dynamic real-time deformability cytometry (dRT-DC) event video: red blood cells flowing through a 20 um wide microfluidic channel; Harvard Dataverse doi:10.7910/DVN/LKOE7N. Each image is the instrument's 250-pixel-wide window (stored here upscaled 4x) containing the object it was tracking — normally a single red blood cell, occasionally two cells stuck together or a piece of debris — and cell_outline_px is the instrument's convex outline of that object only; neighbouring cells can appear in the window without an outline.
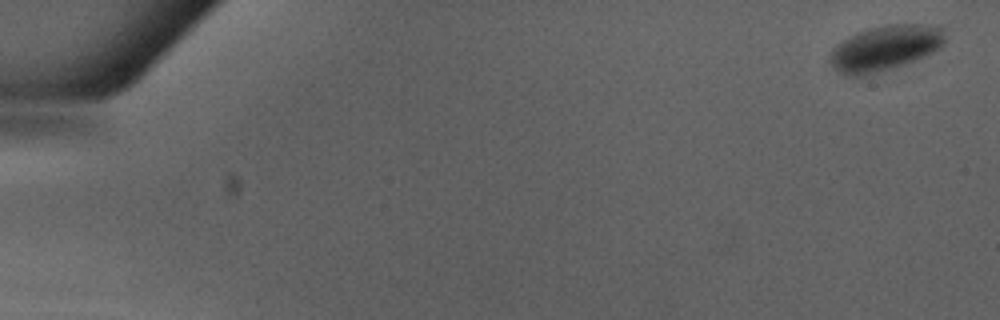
{"species": "Egyptian fruit bat (a non-hibernating species)", "species_latin": "Rousettus aegyptiacus", "temperature_condition": "warm", "stored_images_in_passage": 49, "camera_frame_rate_fps": 3000, "um_per_image_px": 0.085, "animal": {"sex": "male"}, "frame": {"image": 1, "passage_image": 1, "time_ms": 0.0, "image_size_px": [1000, 320], "cell_outline_px": [[944, 44], [940, 48], [916, 60], [904, 64], [864, 76], [848, 76], [840, 72], [828, 60], [828, 56], [832, 48], [836, 44], [856, 32], [884, 24], [940, 24], [944, 28]], "centroid_in_image_um": [75.24, 4.05], "position_along_channel_um": 9.8, "area_um2": 30.63}}
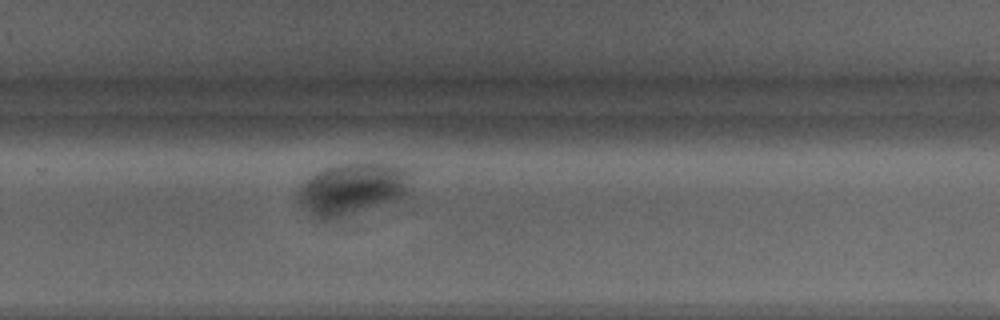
{"frame": {"image": 2, "passage_image": 34, "time_ms": 11.0, "image_size_px": [1000, 320], "cell_outline_px": [[416, 168], [412, 188], [404, 196], [392, 200], [352, 212], [336, 216], [316, 216], [300, 204], [296, 200], [296, 192], [316, 172], [324, 168], [356, 160], [384, 160], [408, 164]], "centroid_in_image_um": [30.19, 15.86], "position_along_channel_um": 299.6, "area_um2": 34.91}}
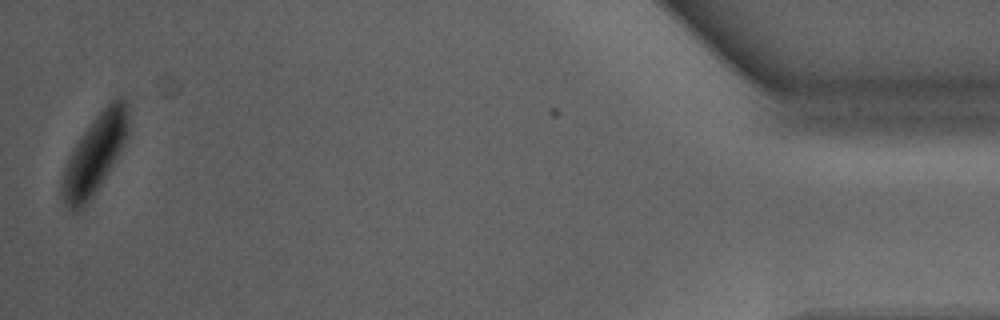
{"frame": {"image": 3, "passage_image": 49, "time_ms": 16.0, "image_size_px": [1000, 320], "cell_outline_px": [[128, 136], [124, 144], [108, 172], [96, 192], [84, 208], [76, 212], [72, 212], [64, 204], [60, 196], [60, 180], [64, 168], [72, 148], [80, 136], [92, 120], [116, 96], [124, 96], [128, 100]], "centroid_in_image_um": [8.03, 13.14], "position_along_channel_um": 427.2, "area_um2": 30.92}}